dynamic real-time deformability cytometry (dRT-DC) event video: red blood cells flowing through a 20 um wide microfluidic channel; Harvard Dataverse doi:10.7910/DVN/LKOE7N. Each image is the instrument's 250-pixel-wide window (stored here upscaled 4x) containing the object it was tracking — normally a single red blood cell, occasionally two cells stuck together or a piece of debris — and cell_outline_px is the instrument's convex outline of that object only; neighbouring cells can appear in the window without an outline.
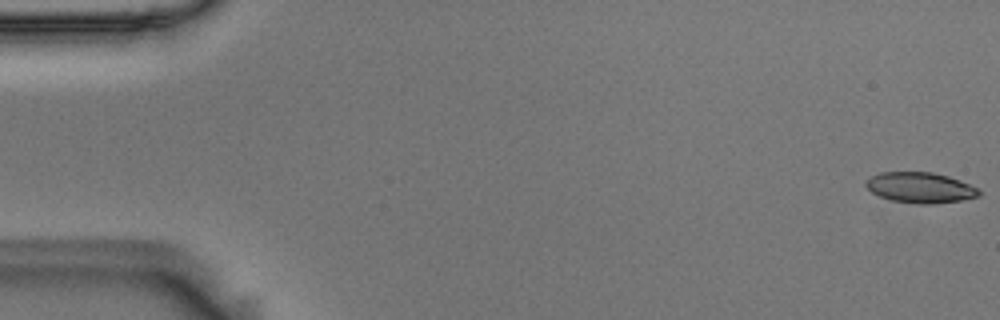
{"species": "Egyptian fruit bat (a non-hibernating species)", "species_latin": "Rousettus aegyptiacus", "temperature_condition": "room temperature", "stored_images_in_passage": 55, "camera_frame_rate_fps": 3000, "um_per_image_px": 0.085, "animal": {"sex": "male"}, "frame": {"image": 1, "passage_image": 1, "time_ms": 0.0, "image_size_px": [1000, 320], "cell_outline_px": [[980, 196], [964, 200], [932, 204], [920, 204], [892, 200], [880, 196], [872, 192], [864, 184], [872, 176], [880, 172], [932, 172], [948, 176], [960, 180], [980, 188]], "centroid_in_image_um": [78.28, 15.95], "position_along_channel_um": 6.7, "area_um2": 20.17}}
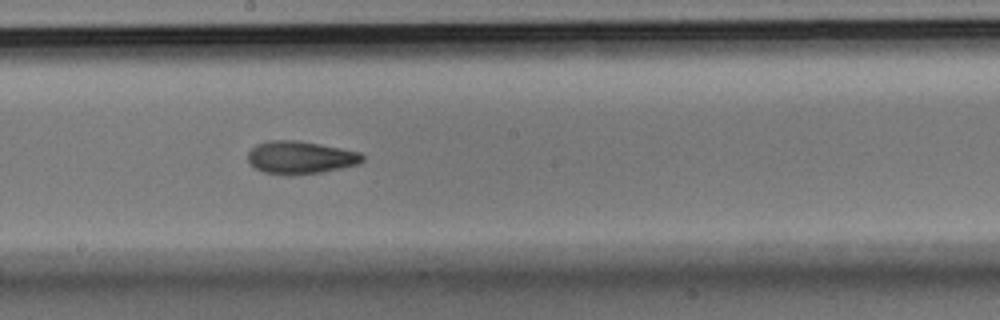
{"frame": {"image": 2, "passage_image": 30, "time_ms": 9.667, "image_size_px": [1000, 320], "cell_outline_px": [[364, 160], [360, 164], [320, 172], [292, 176], [288, 176], [264, 172], [248, 164], [248, 152], [256, 144], [268, 140], [296, 140], [320, 144], [360, 152], [364, 156]], "centroid_in_image_um": [25.51, 13.39], "position_along_channel_um": 222.7, "area_um2": 22.08}}
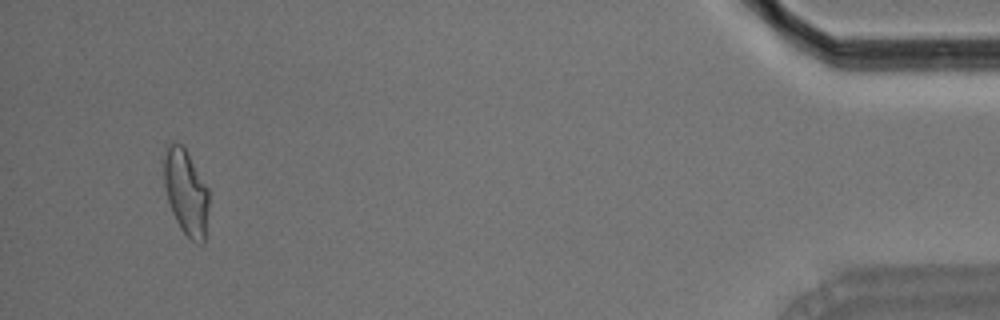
{"frame": {"image": 3, "passage_image": 52, "time_ms": 17.0, "image_size_px": [1000, 320], "cell_outline_px": [[208, 208], [204, 244], [200, 244], [192, 240], [180, 228], [172, 212], [168, 200], [164, 184], [164, 144], [172, 140], [184, 144], [208, 188]], "centroid_in_image_um": [15.79, 16.24], "position_along_channel_um": 419.4, "area_um2": 22.77}, "authors_computed_cell_mechanics": {"area_um2": 21.4438, "velocity_mm_per_s": 3.6992, "shape_relaxation_time_tau1_ms": 8.7641, "shape_relaxation_time_tau2_ms": 1.9816, "deformation_change_tau1": 0.1979, "deformation_change_tau2": 0.085}}